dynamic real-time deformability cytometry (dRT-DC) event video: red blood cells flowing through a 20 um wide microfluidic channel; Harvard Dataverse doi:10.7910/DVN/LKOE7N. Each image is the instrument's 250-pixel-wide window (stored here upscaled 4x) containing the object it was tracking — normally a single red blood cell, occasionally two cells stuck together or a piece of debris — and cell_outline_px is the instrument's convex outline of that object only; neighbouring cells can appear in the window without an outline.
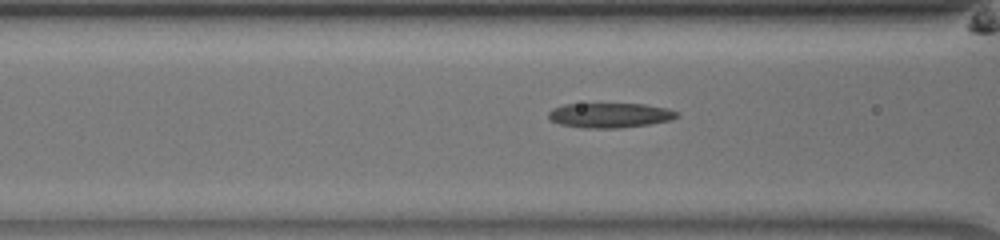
{"species": "common noctule bat (a hibernating species)", "species_latin": "Nyctalus noctula", "temperature_condition": "room temperature", "stored_images_in_passage": 35, "camera_frame_rate_fps": 3000, "um_per_image_px": 0.085, "animal": {"sex": "male", "body_mass_g": 13.0, "forearm_length_mm": 53.1}, "frame": {"image": 1, "passage_image": 14, "time_ms": 4.333, "image_size_px": [1000, 240], "cell_outline_px": [[680, 116], [672, 120], [648, 124], [620, 128], [588, 128], [560, 124], [552, 120], [548, 116], [548, 112], [552, 108], [564, 104], [644, 104], [668, 108], [680, 112]], "centroid_in_image_um": [51.89, 9.79], "position_along_channel_um": 114.7, "area_um2": 18.61}}
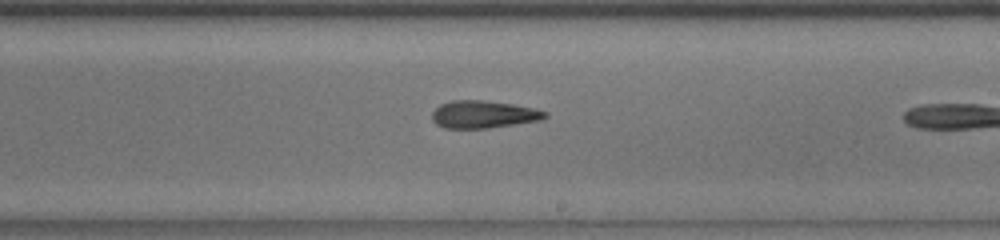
{"frame": {"image": 2, "passage_image": 24, "time_ms": 7.667, "image_size_px": [1000, 240], "cell_outline_px": [[548, 116], [544, 120], [488, 128], [444, 128], [436, 124], [432, 120], [432, 112], [440, 104], [452, 100], [484, 100], [512, 104], [536, 108], [548, 112]], "centroid_in_image_um": [41.13, 9.72], "position_along_channel_um": 247.9, "area_um2": 18.32}}
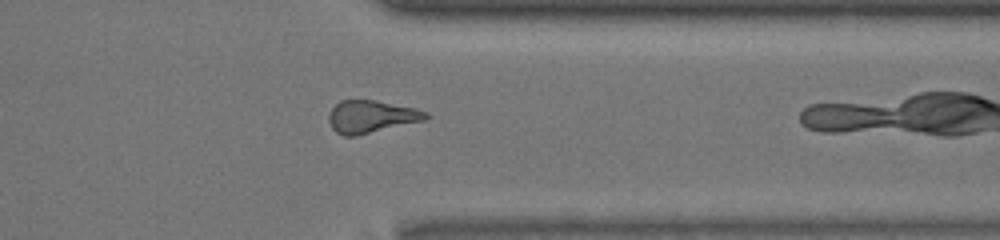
{"frame": {"image": 3, "passage_image": 34, "time_ms": 11.0, "image_size_px": [1000, 240], "cell_outline_px": [[428, 116], [424, 120], [356, 136], [344, 136], [336, 132], [332, 128], [328, 120], [328, 116], [332, 108], [340, 100], [376, 100], [416, 108], [428, 112]], "centroid_in_image_um": [31.54, 9.91], "position_along_channel_um": 379.9, "area_um2": 18.32}}